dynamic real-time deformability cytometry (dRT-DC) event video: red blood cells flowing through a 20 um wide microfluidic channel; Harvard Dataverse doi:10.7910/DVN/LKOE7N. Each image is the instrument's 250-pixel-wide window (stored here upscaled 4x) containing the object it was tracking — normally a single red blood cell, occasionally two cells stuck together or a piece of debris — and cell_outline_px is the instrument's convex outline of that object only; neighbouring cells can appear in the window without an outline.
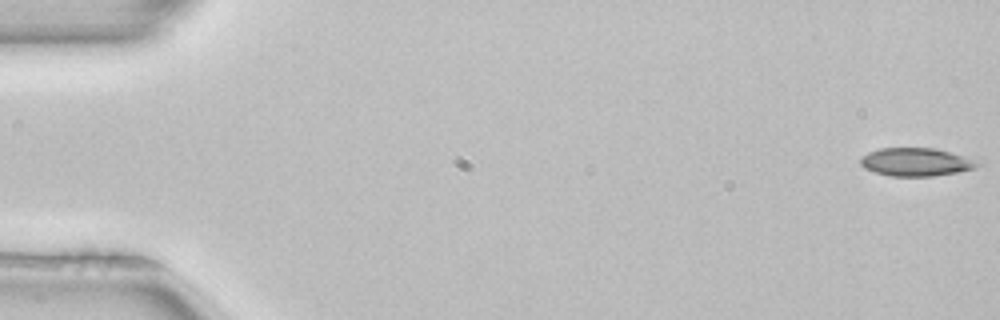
{"species": "common noctule bat (a hibernating species)", "species_latin": "Nyctalus noctula", "temperature_condition": "room temperature", "stored_images_in_passage": 4, "camera_frame_rate_fps": 3000, "um_per_image_px": 0.085, "animal": {"sex": "female", "body_mass_g": 22.7, "forearm_length_mm": 54.2}, "frame": {"image": 1, "passage_image": 1, "time_ms": 0.0, "image_size_px": [1000, 320], "cell_outline_px": [[980, 164], [976, 168], [956, 172], [932, 176], [892, 176], [876, 172], [864, 168], [860, 164], [860, 156], [868, 152], [880, 148], [936, 148], [980, 160]], "centroid_in_image_um": [77.87, 13.76], "position_along_channel_um": 7.1, "area_um2": 19.31}}